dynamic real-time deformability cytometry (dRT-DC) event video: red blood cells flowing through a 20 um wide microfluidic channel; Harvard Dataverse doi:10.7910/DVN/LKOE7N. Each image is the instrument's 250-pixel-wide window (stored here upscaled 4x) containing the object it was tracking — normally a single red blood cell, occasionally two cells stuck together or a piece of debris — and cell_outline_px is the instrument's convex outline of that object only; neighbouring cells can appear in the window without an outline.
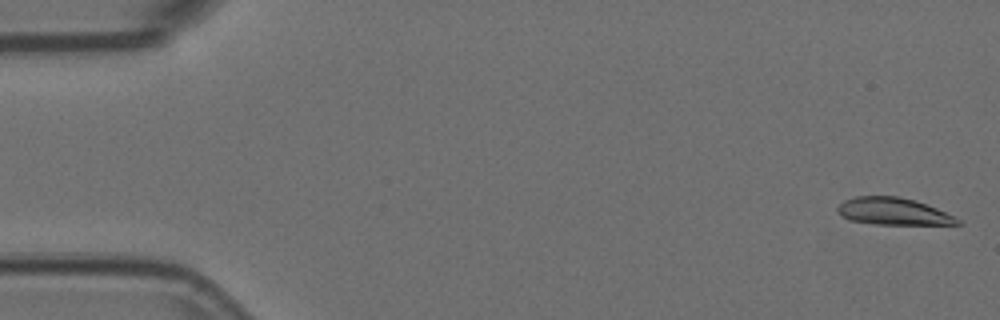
{"species": "Egyptian fruit bat (a non-hibernating species)", "species_latin": "Rousettus aegyptiacus", "temperature_condition": "room temperature", "stored_images_in_passage": 6, "camera_frame_rate_fps": 3000, "um_per_image_px": 0.085, "animal": {"sex": "female"}, "frame": {"image": 1, "passage_image": 1, "time_ms": 0.0, "image_size_px": [1000, 320], "cell_outline_px": [[964, 224], [876, 224], [848, 220], [836, 208], [844, 200], [856, 196], [900, 196], [916, 200], [936, 208], [964, 220]], "centroid_in_image_um": [75.98, 17.96], "position_along_channel_um": 9.0, "area_um2": 18.96}}